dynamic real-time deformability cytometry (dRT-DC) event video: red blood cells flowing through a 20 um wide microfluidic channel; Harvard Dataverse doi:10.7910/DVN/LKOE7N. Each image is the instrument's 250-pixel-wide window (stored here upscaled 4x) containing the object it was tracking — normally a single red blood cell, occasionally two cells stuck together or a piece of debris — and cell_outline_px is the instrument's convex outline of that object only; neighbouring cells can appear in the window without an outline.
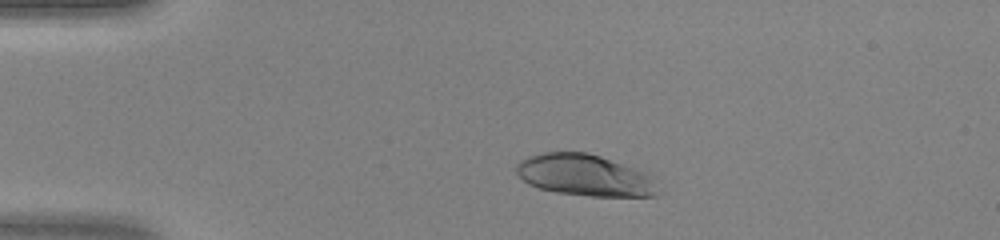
{"species": "human", "species_latin": "Homo sapiens", "temperature_condition": "warm", "stored_images_in_passage": 44, "camera_frame_rate_fps": 3000, "um_per_image_px": 0.085, "donor": {"sex": "female"}, "frame": {"image": 1, "passage_image": 7, "time_ms": 2.0, "image_size_px": [1000, 240], "cell_outline_px": [[660, 192], [656, 196], [588, 196], [556, 192], [540, 188], [528, 184], [516, 172], [516, 164], [520, 160], [528, 156], [544, 152], [588, 152], [600, 156], [644, 172], [648, 176]], "centroid_in_image_um": [49.65, 14.9], "position_along_channel_um": 35.3, "area_um2": 33.87}}
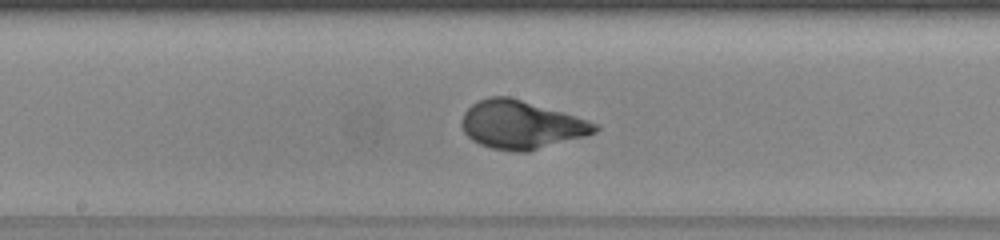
{"frame": {"image": 2, "passage_image": 22, "time_ms": 7.0, "image_size_px": [1000, 240], "cell_outline_px": [[600, 128], [596, 132], [584, 136], [528, 152], [516, 152], [492, 148], [480, 144], [472, 140], [464, 132], [460, 124], [460, 120], [464, 112], [472, 104], [488, 96], [508, 96], [564, 112], [600, 124]], "centroid_in_image_um": [44.3, 10.6], "position_along_channel_um": 203.9, "area_um2": 37.45}}
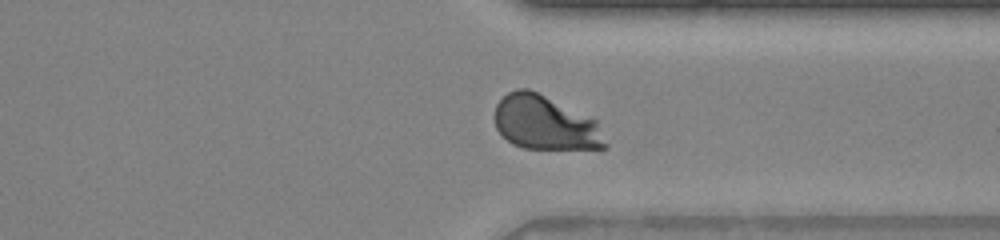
{"frame": {"image": 3, "passage_image": 33, "time_ms": 10.667, "image_size_px": [1000, 240], "cell_outline_px": [[608, 148], [524, 148], [512, 144], [496, 128], [496, 104], [508, 92], [516, 88], [528, 88], [596, 120], [608, 144]], "centroid_in_image_um": [46.34, 10.45], "position_along_channel_um": 365.1, "area_um2": 34.33}}